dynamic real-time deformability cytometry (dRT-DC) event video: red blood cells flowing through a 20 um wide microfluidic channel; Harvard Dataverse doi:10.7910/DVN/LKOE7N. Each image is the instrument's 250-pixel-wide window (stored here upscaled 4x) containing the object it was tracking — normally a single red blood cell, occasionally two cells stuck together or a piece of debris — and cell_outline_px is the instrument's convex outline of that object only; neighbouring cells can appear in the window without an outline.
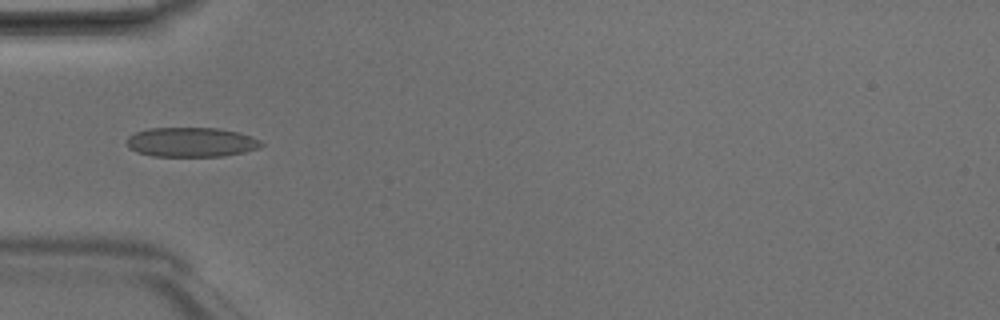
{"species": "Egyptian fruit bat (a non-hibernating species)", "species_latin": "Rousettus aegyptiacus", "temperature_condition": "room temperature", "stored_images_in_passage": 3, "camera_frame_rate_fps": 3000, "um_per_image_px": 0.085, "animal": {"sex": "male"}, "frame": {"image": 1, "passage_image": 3, "time_ms": 0.667, "image_size_px": [1000, 320], "cell_outline_px": [[264, 144], [260, 148], [244, 152], [224, 156], [152, 156], [136, 152], [128, 148], [124, 144], [128, 136], [136, 132], [148, 128], [220, 128], [252, 136], [260, 140]], "centroid_in_image_um": [16.23, 12.08], "position_along_channel_um": 68.8, "area_um2": 23.41}}